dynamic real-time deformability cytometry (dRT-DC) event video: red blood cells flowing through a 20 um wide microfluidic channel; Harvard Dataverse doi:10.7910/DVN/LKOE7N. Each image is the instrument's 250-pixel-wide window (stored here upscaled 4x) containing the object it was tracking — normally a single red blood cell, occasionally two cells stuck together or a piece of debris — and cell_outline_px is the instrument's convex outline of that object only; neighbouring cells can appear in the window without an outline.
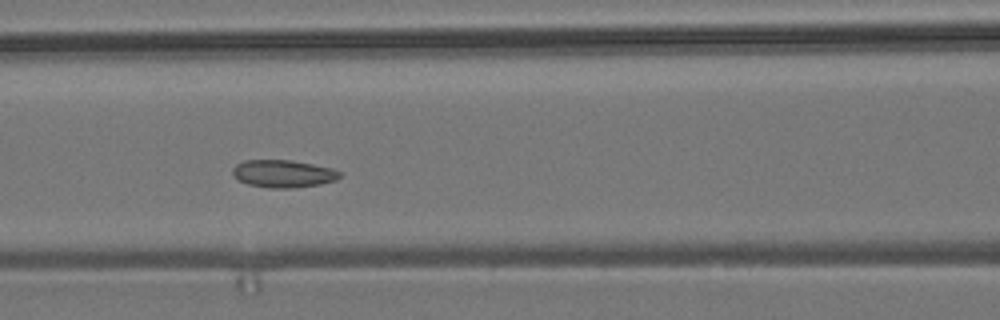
{"species": "common noctule bat (a hibernating species)", "species_latin": "Nyctalus noctula", "temperature_condition": "room temperature", "stored_images_in_passage": 10, "camera_frame_rate_fps": 3000, "um_per_image_px": 0.085, "animal": {"sex": "male", "body_mass_g": 19.2, "forearm_length_mm": 51.8}, "frame": {"image": 1, "passage_image": 7, "time_ms": 7.0, "image_size_px": [1000, 320], "cell_outline_px": [[340, 176], [336, 180], [320, 184], [292, 188], [268, 188], [248, 184], [236, 180], [232, 172], [232, 168], [236, 164], [244, 160], [288, 160], [312, 164], [332, 168], [340, 172]], "centroid_in_image_um": [24.03, 14.77], "position_along_channel_um": 142.6, "area_um2": 17.22}}
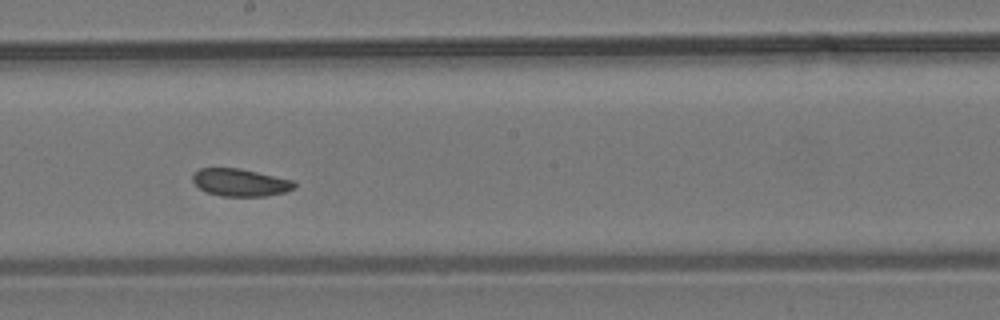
{"frame": {"image": 2, "passage_image": 9, "time_ms": 9.333, "image_size_px": [1000, 320], "cell_outline_px": [[296, 188], [284, 192], [264, 196], [220, 196], [208, 192], [200, 188], [192, 180], [192, 176], [200, 168], [240, 168], [292, 180], [296, 184]], "centroid_in_image_um": [20.43, 15.51], "position_along_channel_um": 227.8, "area_um2": 16.13}}
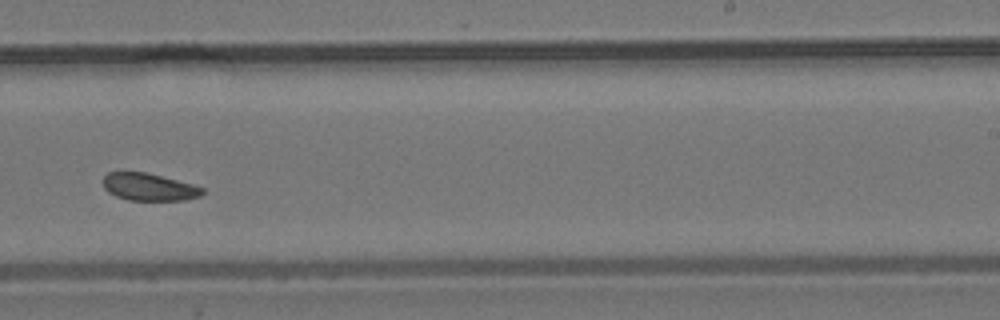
{"frame": {"image": 3, "passage_image": 10, "time_ms": 10.667, "image_size_px": [1000, 320], "cell_outline_px": [[204, 192], [200, 196], [184, 200], [128, 200], [116, 196], [108, 192], [104, 188], [104, 176], [108, 172], [144, 172], [192, 184], [204, 188]], "centroid_in_image_um": [12.66, 15.9], "position_along_channel_um": 276.3, "area_um2": 15.66}}